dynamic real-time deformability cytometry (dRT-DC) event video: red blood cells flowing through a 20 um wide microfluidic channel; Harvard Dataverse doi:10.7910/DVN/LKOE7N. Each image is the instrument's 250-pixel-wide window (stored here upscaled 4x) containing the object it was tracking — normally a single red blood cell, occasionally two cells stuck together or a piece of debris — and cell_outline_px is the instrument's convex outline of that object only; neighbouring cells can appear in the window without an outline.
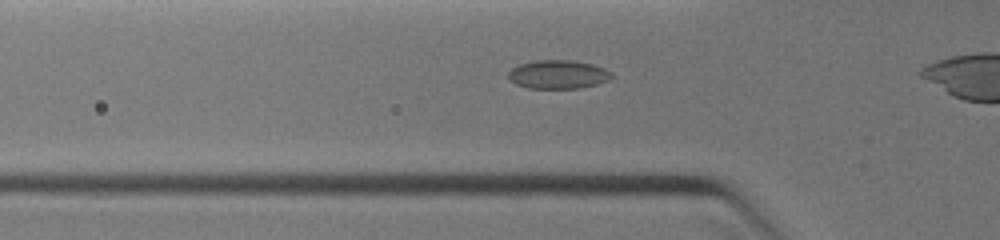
{"species": "common noctule bat (a hibernating species)", "species_latin": "Nyctalus noctula", "temperature_condition": "warm", "stored_images_in_passage": 7, "camera_frame_rate_fps": 3000, "um_per_image_px": 0.085, "animal": {"sex": "female", "body_mass_g": 19.0, "forearm_length_mm": 51.5}, "frame": {"image": 1, "passage_image": 4, "time_ms": 1.667, "image_size_px": [1000, 240], "cell_outline_px": [[612, 76], [608, 80], [596, 84], [580, 88], [528, 88], [516, 84], [508, 80], [508, 72], [512, 68], [520, 64], [536, 60], [572, 60], [592, 64], [604, 68], [612, 72]], "centroid_in_image_um": [47.42, 6.32], "position_along_channel_um": 78.4, "area_um2": 17.22}}
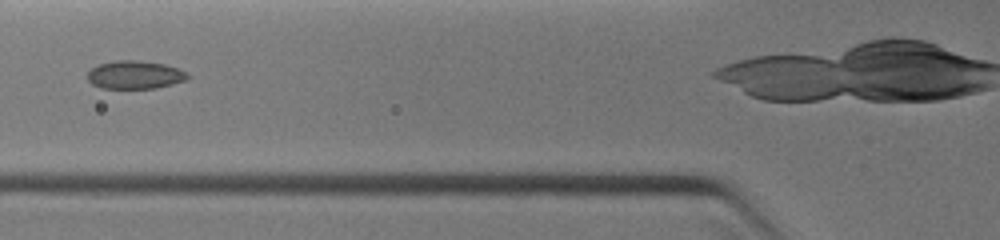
{"frame": {"image": 2, "passage_image": 5, "time_ms": 2.333, "image_size_px": [1000, 240], "cell_outline_px": [[188, 76], [184, 80], [172, 84], [156, 88], [100, 88], [92, 84], [84, 76], [92, 68], [100, 64], [116, 60], [140, 60], [164, 64], [188, 72]], "centroid_in_image_um": [11.42, 6.36], "position_along_channel_um": 114.4, "area_um2": 16.42}}